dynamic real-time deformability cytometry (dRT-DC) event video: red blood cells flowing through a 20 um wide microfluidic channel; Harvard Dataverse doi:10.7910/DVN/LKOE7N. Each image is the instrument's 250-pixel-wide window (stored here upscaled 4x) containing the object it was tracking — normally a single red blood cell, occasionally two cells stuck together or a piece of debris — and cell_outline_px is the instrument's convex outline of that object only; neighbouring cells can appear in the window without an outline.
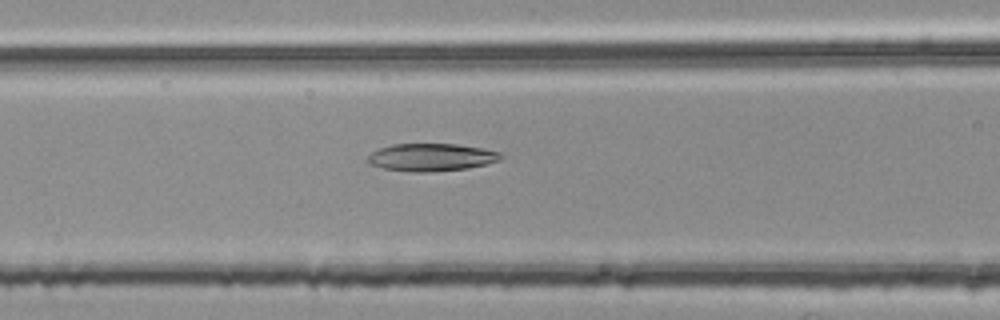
{"species": "common noctule bat (a hibernating species)", "species_latin": "Nyctalus noctula", "temperature_condition": "room temperature", "stored_images_in_passage": 17, "camera_frame_rate_fps": 3000, "um_per_image_px": 0.085, "animal": {"sex": "female", "body_mass_g": 25.1}, "frame": {"image": 1, "passage_image": 12, "time_ms": 3.667, "image_size_px": [1000, 320], "cell_outline_px": [[504, 156], [500, 160], [468, 168], [428, 172], [412, 172], [384, 168], [368, 164], [368, 156], [372, 152], [380, 148], [392, 144], [456, 144], [484, 148], [500, 152]], "centroid_in_image_um": [36.67, 13.36], "position_along_channel_um": 129.9, "area_um2": 21.39}}
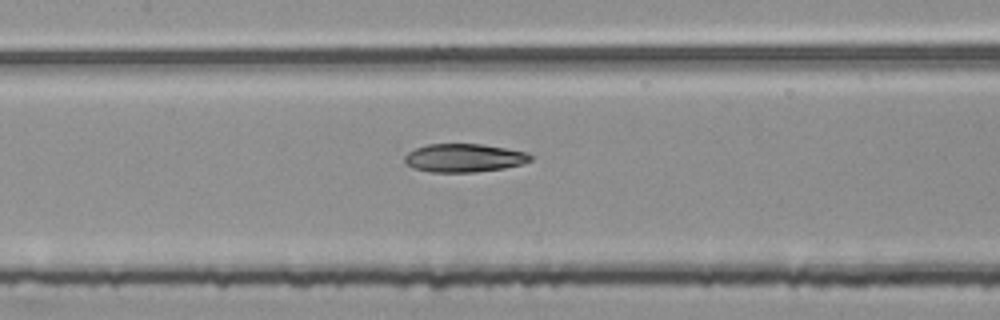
{"frame": {"image": 2, "passage_image": 15, "time_ms": 4.667, "image_size_px": [1000, 320], "cell_outline_px": [[532, 160], [524, 164], [504, 168], [476, 172], [432, 172], [412, 168], [404, 160], [404, 156], [408, 152], [416, 148], [428, 144], [480, 144], [504, 148], [524, 152], [532, 156]], "centroid_in_image_um": [39.44, 13.43], "position_along_channel_um": 168.0, "area_um2": 20.69}}